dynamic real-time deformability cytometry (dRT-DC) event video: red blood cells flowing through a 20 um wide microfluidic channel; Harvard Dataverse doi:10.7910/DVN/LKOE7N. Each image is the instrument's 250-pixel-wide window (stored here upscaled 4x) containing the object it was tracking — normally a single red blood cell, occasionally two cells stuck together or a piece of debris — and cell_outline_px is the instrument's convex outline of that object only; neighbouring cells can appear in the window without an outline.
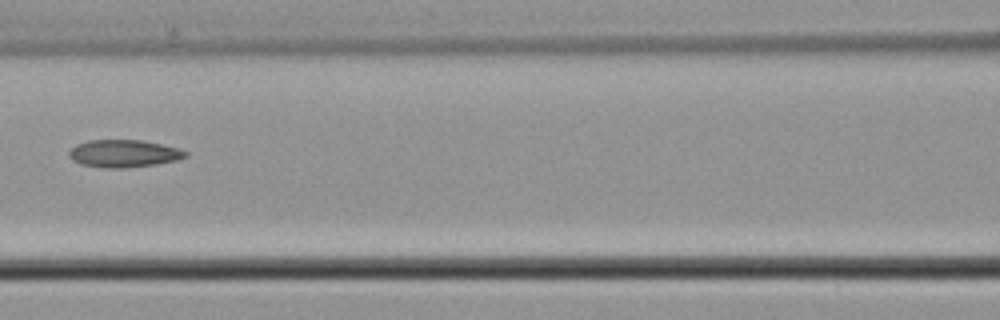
{"species": "common noctule bat (a hibernating species)", "species_latin": "Nyctalus noctula", "temperature_condition": "cold", "stored_images_in_passage": 7, "camera_frame_rate_fps": 3000, "um_per_image_px": 0.085, "animal": {"sex": "male", "body_mass_g": 21.5, "forearm_length_mm": 52.0}, "frame": {"image": 1, "passage_image": 6, "time_ms": 1.667, "image_size_px": [1000, 320], "cell_outline_px": [[188, 156], [176, 160], [156, 164], [124, 168], [108, 168], [80, 164], [72, 160], [68, 156], [68, 152], [76, 144], [88, 140], [140, 140], [180, 148], [188, 152]], "centroid_in_image_um": [10.51, 13.05], "position_along_channel_um": 156.1, "area_um2": 18.67}}
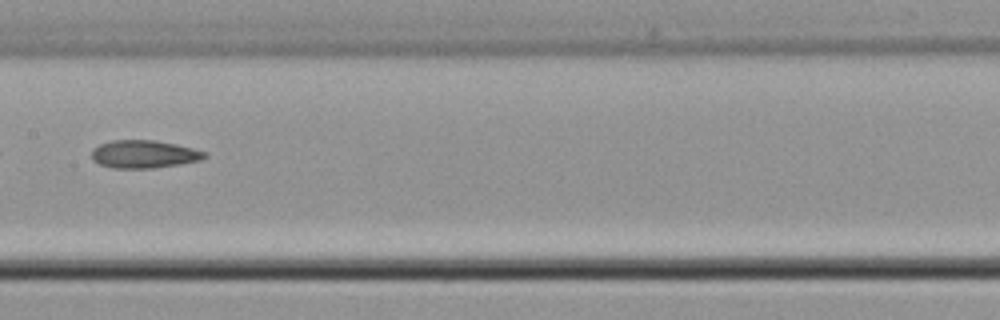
{"frame": {"image": 2, "passage_image": 7, "time_ms": 2.0, "image_size_px": [1000, 320], "cell_outline_px": [[208, 156], [200, 160], [180, 164], [152, 168], [112, 168], [100, 164], [92, 160], [92, 148], [100, 144], [112, 140], [156, 140], [176, 144], [208, 152]], "centroid_in_image_um": [12.24, 13.1], "position_along_channel_um": 195.2, "area_um2": 18.44}}